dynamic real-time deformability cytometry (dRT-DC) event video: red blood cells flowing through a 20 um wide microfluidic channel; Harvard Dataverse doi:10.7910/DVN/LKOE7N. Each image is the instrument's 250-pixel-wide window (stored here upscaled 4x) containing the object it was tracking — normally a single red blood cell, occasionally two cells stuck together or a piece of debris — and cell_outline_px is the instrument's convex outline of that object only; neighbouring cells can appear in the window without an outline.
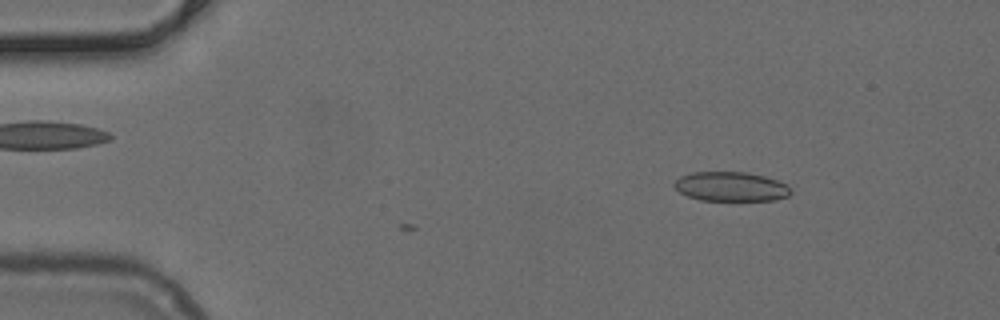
{"species": "common noctule bat (a hibernating species)", "species_latin": "Nyctalus noctula", "temperature_condition": "cold", "stored_images_in_passage": 3, "camera_frame_rate_fps": 3000, "um_per_image_px": 0.085, "animal": {"sex": "female", "body_mass_g": 24.6, "forearm_length_mm": 56.2}, "frame": {"image": 1, "passage_image": 1, "time_ms": 0.0, "image_size_px": [1000, 320], "cell_outline_px": [[792, 192], [788, 196], [772, 200], [700, 200], [688, 196], [680, 192], [672, 184], [680, 176], [692, 172], [748, 172], [764, 176], [776, 180], [784, 184]], "centroid_in_image_um": [62.09, 15.85], "position_along_channel_um": 22.9, "area_um2": 19.77}}